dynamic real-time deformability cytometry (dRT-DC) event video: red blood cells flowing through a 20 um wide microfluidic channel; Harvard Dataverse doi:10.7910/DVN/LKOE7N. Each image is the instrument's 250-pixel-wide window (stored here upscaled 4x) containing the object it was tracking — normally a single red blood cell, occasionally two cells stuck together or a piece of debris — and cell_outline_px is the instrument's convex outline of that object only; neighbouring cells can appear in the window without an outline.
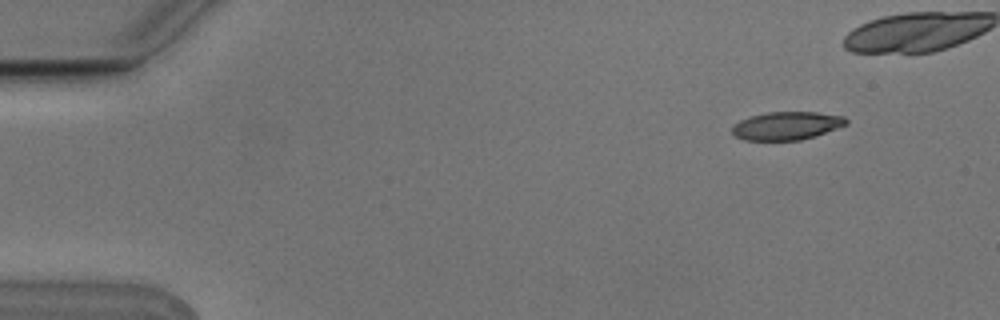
{"species": "Egyptian fruit bat (a non-hibernating species)", "species_latin": "Rousettus aegyptiacus", "temperature_condition": "cold", "stored_images_in_passage": 7, "camera_frame_rate_fps": 3000, "um_per_image_px": 0.085, "animal": {"sex": "male"}, "frame": {"image": 1, "passage_image": 2, "time_ms": 0.333, "image_size_px": [1000, 320], "cell_outline_px": [[848, 124], [816, 136], [800, 140], [744, 140], [736, 136], [732, 132], [732, 128], [740, 120], [752, 116], [768, 112], [816, 112], [844, 116], [848, 120]], "centroid_in_image_um": [66.91, 10.69], "position_along_channel_um": 18.1, "area_um2": 18.61}}